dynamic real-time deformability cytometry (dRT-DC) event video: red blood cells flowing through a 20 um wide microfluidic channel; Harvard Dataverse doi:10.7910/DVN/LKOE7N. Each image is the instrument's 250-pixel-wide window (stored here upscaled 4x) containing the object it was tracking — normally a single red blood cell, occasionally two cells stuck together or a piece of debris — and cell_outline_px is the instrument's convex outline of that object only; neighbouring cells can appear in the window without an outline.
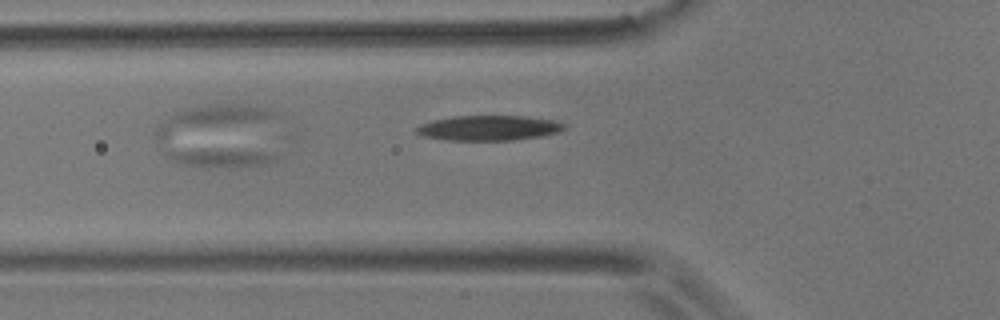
{"species": "common noctule bat (a hibernating species)", "species_latin": "Nyctalus noctula", "temperature_condition": "room temperature", "stored_images_in_passage": 5, "segment_of_instrument_passage": [3, 3], "camera_frame_rate_fps": 3000, "um_per_image_px": 0.085, "animal": {"sex": "male", "body_mass_g": 17.9}, "frame": {"image": 1, "passage_image": 4, "time_ms": 1.0, "image_size_px": [1000, 320], "cell_outline_px": [[564, 128], [560, 132], [540, 136], [516, 140], [444, 140], [424, 136], [416, 132], [412, 128], [420, 124], [432, 120], [452, 116], [524, 116], [552, 120], [564, 124]], "centroid_in_image_um": [41.48, 10.88], "position_along_channel_um": 84.3, "area_um2": 21.62}}
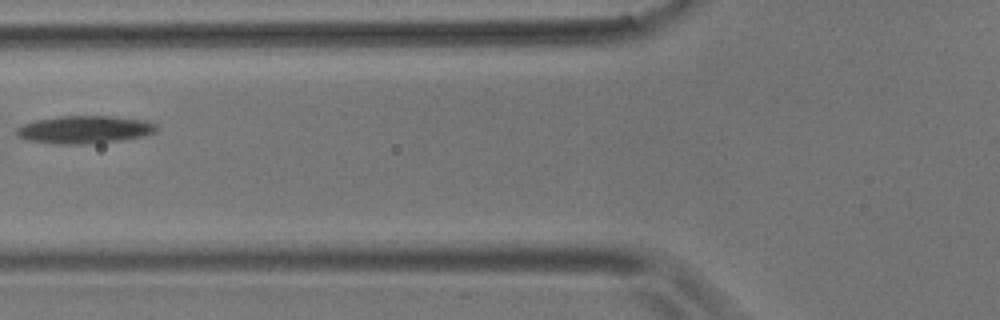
{"frame": {"image": 2, "passage_image": 5, "time_ms": 1.333, "image_size_px": [1000, 320], "cell_outline_px": [[160, 128], [156, 132], [144, 136], [120, 140], [88, 144], [56, 144], [24, 140], [16, 136], [16, 128], [24, 124], [36, 120], [60, 116], [108, 116], [148, 120], [156, 124]], "centroid_in_image_um": [7.2, 11.02], "position_along_channel_um": 118.6, "area_um2": 22.89}}